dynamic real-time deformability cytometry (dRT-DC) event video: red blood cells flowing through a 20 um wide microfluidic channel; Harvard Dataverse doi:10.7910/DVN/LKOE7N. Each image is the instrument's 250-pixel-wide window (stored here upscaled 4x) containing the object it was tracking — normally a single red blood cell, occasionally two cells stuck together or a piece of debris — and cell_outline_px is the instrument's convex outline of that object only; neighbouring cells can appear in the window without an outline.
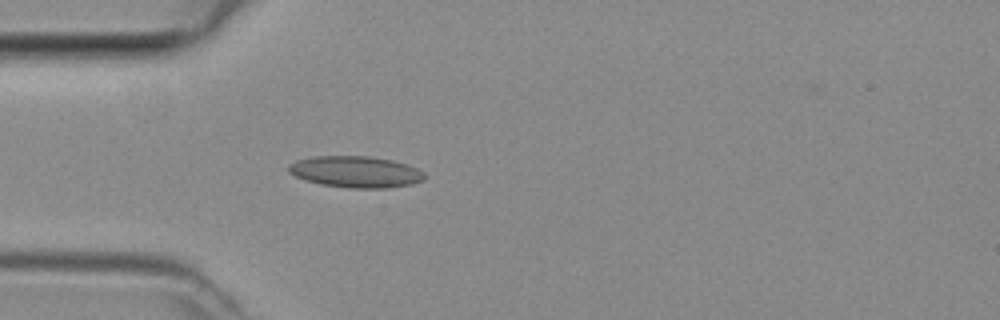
{"species": "common noctule bat (a hibernating species)", "species_latin": "Nyctalus noctula", "temperature_condition": "room temperature", "stored_images_in_passage": 5, "camera_frame_rate_fps": 3000, "um_per_image_px": 0.085, "animal": {"sex": "female", "body_mass_g": 29.2, "forearm_length_mm": 56.3}, "frame": {"image": 1, "passage_image": 5, "time_ms": 1.333, "image_size_px": [1000, 320], "cell_outline_px": [[424, 180], [412, 184], [388, 188], [348, 188], [320, 184], [296, 176], [288, 172], [288, 164], [296, 160], [312, 156], [368, 156], [392, 160], [416, 168], [424, 172]], "centroid_in_image_um": [30.21, 14.6], "position_along_channel_um": 54.8, "area_um2": 24.85}}